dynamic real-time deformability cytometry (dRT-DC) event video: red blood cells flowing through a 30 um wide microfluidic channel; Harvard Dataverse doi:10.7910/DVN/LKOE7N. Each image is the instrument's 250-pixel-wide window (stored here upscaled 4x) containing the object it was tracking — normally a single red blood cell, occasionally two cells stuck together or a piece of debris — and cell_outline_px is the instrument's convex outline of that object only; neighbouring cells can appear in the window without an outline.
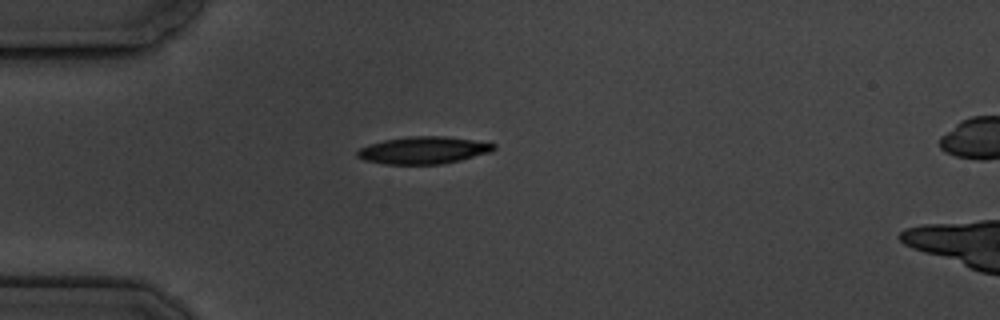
{"species": "common noctule bat (a hibernating species)", "species_latin": "Nyctalus noctula", "temperature_condition": "cold", "stored_images_in_passage": 3, "camera_frame_rate_fps": 3000, "um_per_image_px": 0.085, "animal": {"sex": "male", "body_mass_g": 19.5, "forearm_length_mm": 54.6}, "frame": {"image": 1, "passage_image": 1, "time_ms": 0.0, "image_size_px": [1000, 320], "cell_outline_px": [[496, 148], [492, 152], [460, 160], [440, 164], [384, 164], [364, 160], [356, 156], [356, 152], [360, 148], [368, 144], [384, 140], [408, 136], [444, 136], [472, 140], [496, 144]], "centroid_in_image_um": [35.98, 12.77], "position_along_channel_um": 49.0, "area_um2": 21.68}}